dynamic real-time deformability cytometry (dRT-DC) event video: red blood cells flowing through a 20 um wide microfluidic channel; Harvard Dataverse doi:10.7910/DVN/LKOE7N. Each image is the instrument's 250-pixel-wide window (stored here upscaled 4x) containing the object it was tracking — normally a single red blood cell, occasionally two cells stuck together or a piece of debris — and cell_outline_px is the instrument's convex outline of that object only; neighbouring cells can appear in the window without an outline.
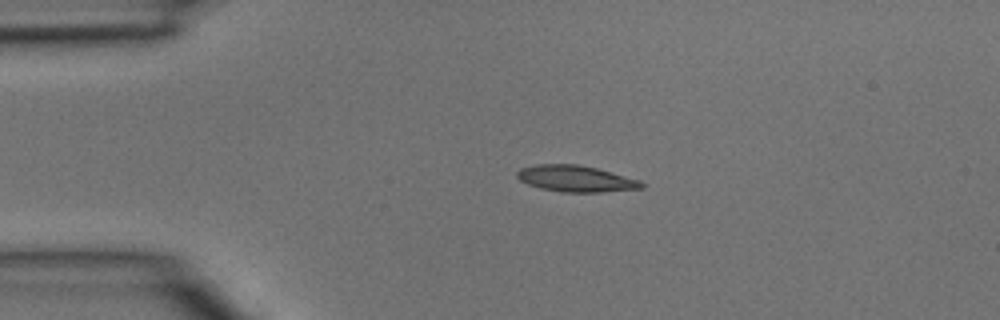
{"species": "common noctule bat (a hibernating species)", "species_latin": "Nyctalus noctula", "temperature_condition": "room temperature", "stored_images_in_passage": 5, "camera_frame_rate_fps": 3000, "um_per_image_px": 0.085, "animal": {"sex": "male", "body_mass_g": 15.6}, "frame": {"image": 1, "passage_image": 2, "time_ms": 0.333, "image_size_px": [1000, 320], "cell_outline_px": [[644, 188], [600, 192], [564, 192], [540, 188], [528, 184], [520, 180], [516, 176], [516, 172], [520, 168], [536, 164], [576, 164], [596, 168], [640, 180], [644, 184]], "centroid_in_image_um": [48.92, 15.18], "position_along_channel_um": 36.1, "area_um2": 19.02}}
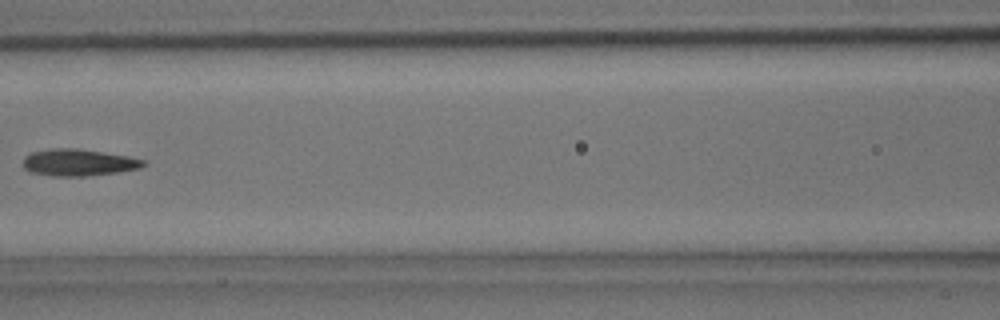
{"frame": {"image": 2, "passage_image": 5, "time_ms": 1.333, "image_size_px": [1000, 320], "cell_outline_px": [[148, 164], [140, 168], [116, 172], [84, 176], [52, 176], [28, 172], [24, 168], [24, 156], [32, 152], [56, 148], [76, 148], [128, 156], [144, 160]], "centroid_in_image_um": [6.66, 13.81], "position_along_channel_um": 159.9, "area_um2": 18.73}}